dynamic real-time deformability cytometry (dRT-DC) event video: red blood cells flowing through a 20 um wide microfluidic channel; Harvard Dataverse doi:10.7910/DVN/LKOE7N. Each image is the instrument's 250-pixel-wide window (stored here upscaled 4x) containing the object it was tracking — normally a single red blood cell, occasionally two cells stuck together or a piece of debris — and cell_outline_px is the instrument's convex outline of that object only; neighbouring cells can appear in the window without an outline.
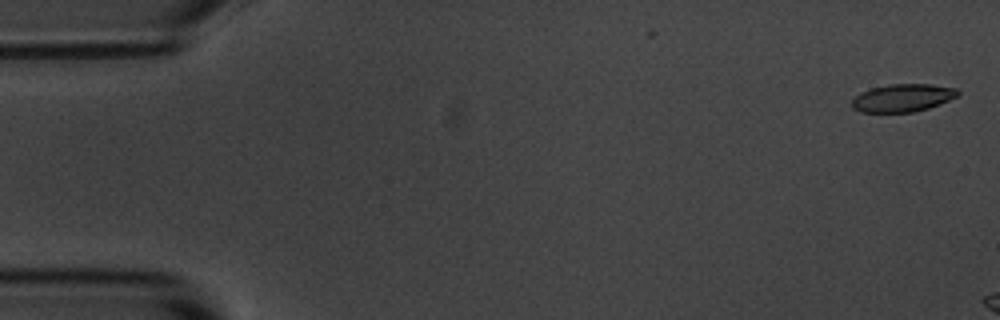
{"species": "common noctule bat (a hibernating species)", "species_latin": "Nyctalus noctula", "temperature_condition": "room temperature", "stored_images_in_passage": 5, "camera_frame_rate_fps": 3000, "um_per_image_px": 0.085, "animal": {"sex": "male", "body_mass_g": 20.1, "forearm_length_mm": 53.5}, "frame": {"image": 1, "passage_image": 1, "time_ms": 0.0, "image_size_px": [1000, 320], "cell_outline_px": [[960, 92], [956, 96], [940, 104], [928, 108], [912, 112], [860, 112], [852, 108], [852, 100], [856, 96], [872, 88], [888, 84], [928, 84], [956, 88]], "centroid_in_image_um": [76.72, 8.32], "position_along_channel_um": 8.3, "area_um2": 16.94}}